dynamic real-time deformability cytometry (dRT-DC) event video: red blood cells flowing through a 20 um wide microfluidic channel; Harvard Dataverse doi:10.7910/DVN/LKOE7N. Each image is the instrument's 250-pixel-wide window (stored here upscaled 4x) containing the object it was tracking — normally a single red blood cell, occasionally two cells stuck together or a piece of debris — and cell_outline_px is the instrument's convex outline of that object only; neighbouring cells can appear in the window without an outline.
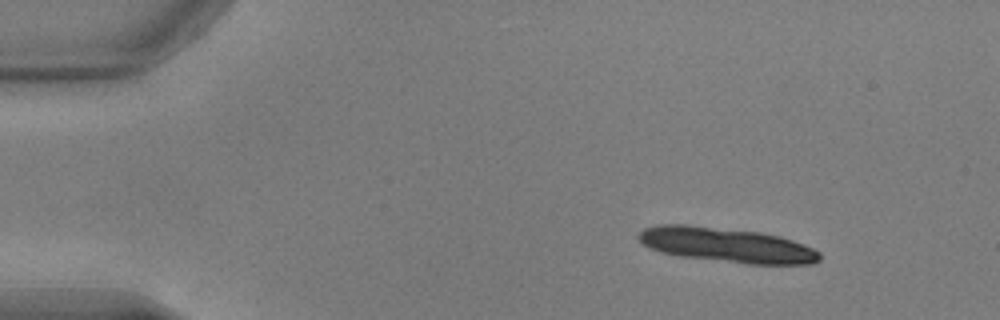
{"species": "common noctule bat (a hibernating species)", "species_latin": "Nyctalus noctula", "temperature_condition": "warm", "stored_images_in_passage": 14, "camera_frame_rate_fps": 3000, "um_per_image_px": 0.085, "animal": {"sex": "male", "body_mass_g": 17.9, "forearm_length_mm": 54.2}, "frame": {"image": 1, "passage_image": 6, "time_ms": 1.667, "image_size_px": [1000, 320], "cell_outline_px": [[820, 260], [812, 264], [748, 264], [680, 256], [660, 252], [648, 248], [636, 236], [644, 228], [656, 224], [688, 224], [760, 232], [780, 236], [804, 244], [820, 252]], "centroid_in_image_um": [61.74, 20.82], "position_along_channel_um": 23.3, "area_um2": 36.82}}